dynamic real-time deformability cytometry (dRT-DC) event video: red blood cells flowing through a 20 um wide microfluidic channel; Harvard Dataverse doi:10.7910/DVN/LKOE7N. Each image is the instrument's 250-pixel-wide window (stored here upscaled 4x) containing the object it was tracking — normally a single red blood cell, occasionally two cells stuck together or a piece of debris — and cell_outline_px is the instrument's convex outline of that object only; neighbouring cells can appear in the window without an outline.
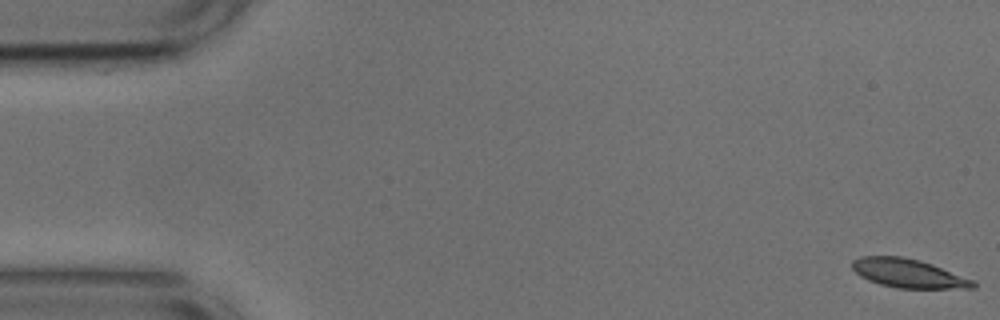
{"species": "common noctule bat (a hibernating species)", "species_latin": "Nyctalus noctula", "temperature_condition": "cold", "stored_images_in_passage": 53, "camera_frame_rate_fps": 3000, "um_per_image_px": 0.085, "animal": {"sex": "male", "body_mass_g": 17.9, "forearm_length_mm": 54.2}, "frame": {"image": 1, "passage_image": 1, "time_ms": 0.0, "image_size_px": [1000, 320], "cell_outline_px": [[976, 288], [896, 288], [880, 284], [868, 280], [860, 276], [852, 268], [852, 260], [860, 256], [900, 256], [920, 260], [932, 264], [976, 280]], "centroid_in_image_um": [77.23, 23.23], "position_along_channel_um": 7.8, "area_um2": 20.4}}
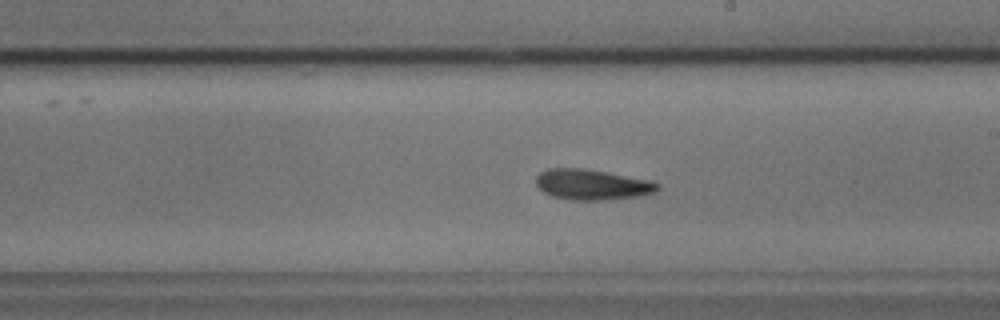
{"frame": {"image": 2, "passage_image": 30, "time_ms": 9.667, "image_size_px": [1000, 320], "cell_outline_px": [[660, 188], [656, 192], [636, 196], [604, 200], [572, 200], [552, 196], [544, 192], [536, 184], [536, 176], [540, 172], [548, 168], [584, 168], [648, 180], [660, 184]], "centroid_in_image_um": [50.3, 15.69], "position_along_channel_um": 238.7, "area_um2": 21.44}}
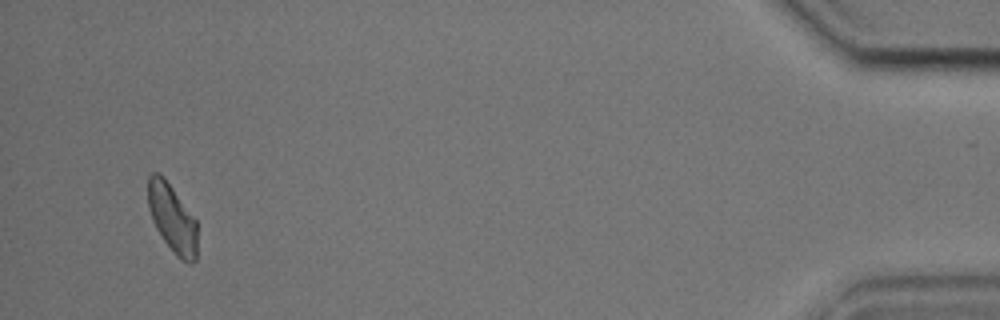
{"frame": {"image": 3, "passage_image": 51, "time_ms": 16.667, "image_size_px": [1000, 320], "cell_outline_px": [[196, 260], [188, 264], [176, 256], [164, 240], [156, 228], [152, 220], [148, 208], [148, 176], [152, 172], [160, 172], [164, 176], [196, 220]], "centroid_in_image_um": [14.62, 18.53], "position_along_channel_um": 420.6, "area_um2": 19.59}, "authors_computed_cell_mechanics": {"area_um2": 20.808, "velocity_mm_per_s": 3.7244, "shape_relaxation_time_tau1_ms": 4.1806, "shape_relaxation_time_tau2_ms": 4.9337, "deformation_change_tau1": 0.0984, "deformation_change_tau2": 0.1226}}